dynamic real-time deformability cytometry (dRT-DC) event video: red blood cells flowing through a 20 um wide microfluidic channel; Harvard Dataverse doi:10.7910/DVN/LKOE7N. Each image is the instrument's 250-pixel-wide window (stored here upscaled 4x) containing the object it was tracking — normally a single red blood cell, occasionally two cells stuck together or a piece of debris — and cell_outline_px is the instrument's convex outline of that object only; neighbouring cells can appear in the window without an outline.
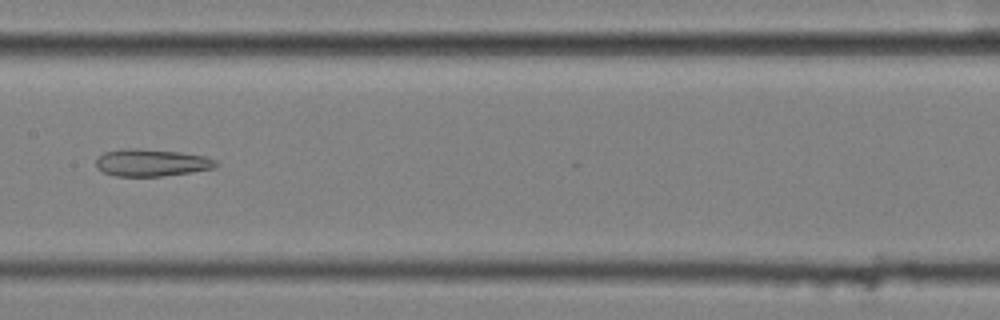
{"species": "common noctule bat (a hibernating species)", "species_latin": "Nyctalus noctula", "temperature_condition": "cold", "stored_images_in_passage": 9, "camera_frame_rate_fps": 3000, "um_per_image_px": 0.085, "animal": {"sex": "female", "body_mass_g": 25.1}, "frame": {"image": 1, "passage_image": 8, "time_ms": 2.333, "image_size_px": [1000, 320], "cell_outline_px": [[220, 164], [216, 168], [192, 172], [160, 176], [116, 176], [104, 172], [96, 168], [96, 160], [104, 152], [124, 148], [136, 148], [180, 152], [204, 156], [216, 160]], "centroid_in_image_um": [12.9, 13.82], "position_along_channel_um": 194.5, "area_um2": 19.07}}
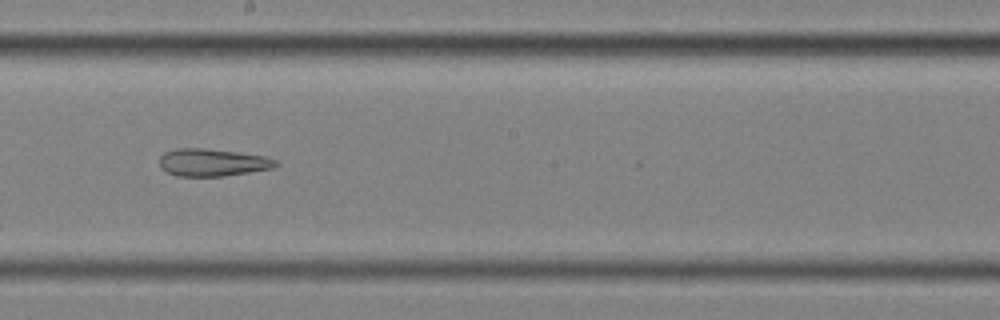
{"frame": {"image": 2, "passage_image": 9, "time_ms": 2.667, "image_size_px": [1000, 320], "cell_outline_px": [[280, 164], [272, 168], [248, 172], [220, 176], [176, 176], [160, 168], [160, 156], [164, 152], [176, 148], [204, 148], [240, 152], [264, 156], [276, 160]], "centroid_in_image_um": [18.04, 13.8], "position_along_channel_um": 230.2, "area_um2": 18.61}}